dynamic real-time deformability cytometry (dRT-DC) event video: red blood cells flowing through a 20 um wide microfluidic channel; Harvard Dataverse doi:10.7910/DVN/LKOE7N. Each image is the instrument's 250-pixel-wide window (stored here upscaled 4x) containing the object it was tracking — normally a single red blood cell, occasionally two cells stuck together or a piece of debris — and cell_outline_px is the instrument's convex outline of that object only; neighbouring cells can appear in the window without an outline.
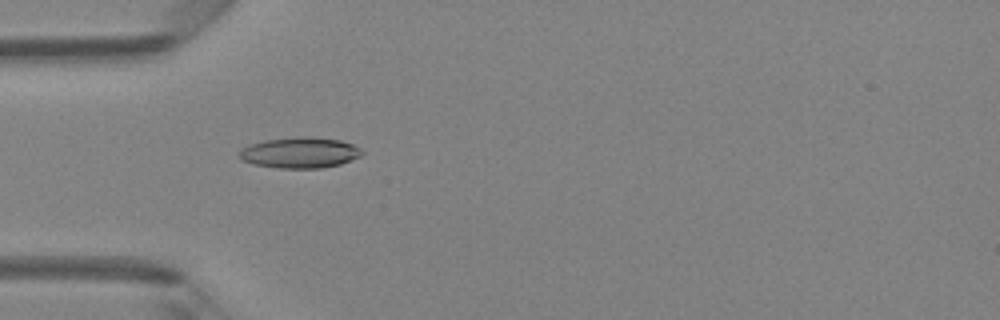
{"species": "Egyptian fruit bat (a non-hibernating species)", "species_latin": "Rousettus aegyptiacus", "temperature_condition": "room temperature", "stored_images_in_passage": 41, "camera_frame_rate_fps": 3000, "um_per_image_px": 0.085, "animal": {"sex": "female"}, "frame": {"image": 1, "passage_image": 8, "time_ms": 2.333, "image_size_px": [1000, 320], "cell_outline_px": [[364, 152], [360, 156], [340, 164], [320, 168], [280, 168], [252, 164], [240, 160], [240, 152], [248, 144], [264, 140], [300, 136], [340, 140], [352, 144], [360, 148]], "centroid_in_image_um": [25.47, 12.98], "position_along_channel_um": 59.5, "area_um2": 21.91}}
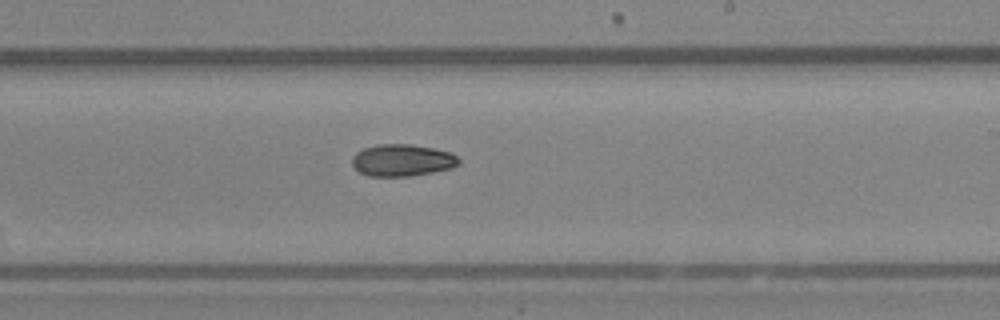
{"frame": {"image": 2, "passage_image": 22, "time_ms": 7.0, "image_size_px": [1000, 320], "cell_outline_px": [[460, 164], [452, 168], [412, 176], [368, 176], [360, 172], [352, 164], [352, 156], [356, 152], [364, 148], [376, 144], [412, 144], [452, 152], [460, 160]], "centroid_in_image_um": [34.2, 13.62], "position_along_channel_um": 254.8, "area_um2": 20.0}}
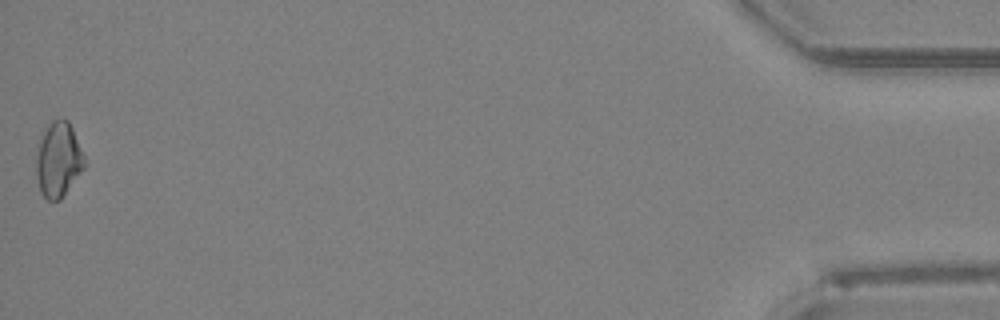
{"frame": {"image": 3, "passage_image": 41, "time_ms": 13.333, "image_size_px": [1000, 320], "cell_outline_px": [[84, 168], [60, 200], [48, 200], [40, 192], [36, 176], [36, 156], [40, 140], [48, 124], [52, 120], [60, 116], [68, 120], [72, 128], [84, 156]], "centroid_in_image_um": [4.95, 13.55], "position_along_channel_um": 430.3, "area_um2": 20.92}, "authors_computed_cell_mechanics": {"area_um2": 20.0566, "velocity_mm_per_s": 4.2631, "shape_relaxation_time_tau1_ms": 6.4559, "shape_relaxation_time_tau2_ms": null, "deformation_change_tau1": 0.138, "deformation_change_tau2": null}}